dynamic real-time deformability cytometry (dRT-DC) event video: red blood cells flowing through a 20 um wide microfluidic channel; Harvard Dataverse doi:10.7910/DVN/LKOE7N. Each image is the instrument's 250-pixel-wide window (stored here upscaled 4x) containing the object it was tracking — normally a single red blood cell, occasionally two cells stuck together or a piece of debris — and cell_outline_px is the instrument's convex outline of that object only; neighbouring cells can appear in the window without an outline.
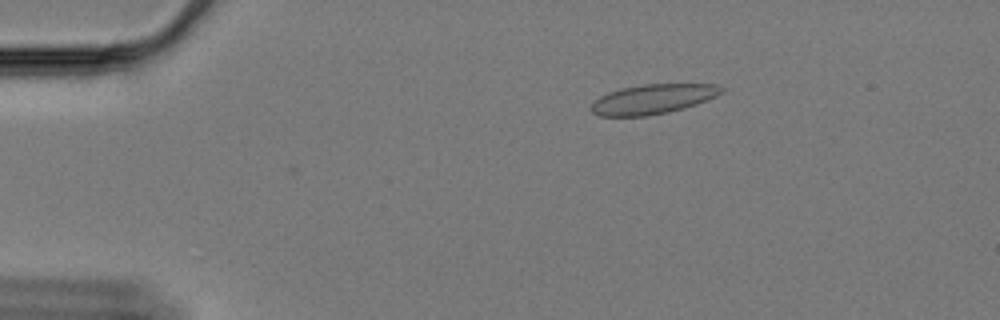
{"species": "Egyptian fruit bat (a non-hibernating species)", "species_latin": "Rousettus aegyptiacus", "temperature_condition": "cold", "stored_images_in_passage": 60, "camera_frame_rate_fps": 3000, "um_per_image_px": 0.085, "animal": {"sex": "female"}, "frame": {"image": 1, "passage_image": 11, "time_ms": 3.333, "image_size_px": [1000, 320], "cell_outline_px": [[724, 92], [716, 96], [696, 104], [684, 108], [668, 112], [648, 116], [600, 116], [592, 112], [588, 108], [592, 100], [608, 92], [620, 88], [644, 84], [716, 84], [724, 88]], "centroid_in_image_um": [55.44, 8.42], "position_along_channel_um": 29.6, "area_um2": 22.77}}
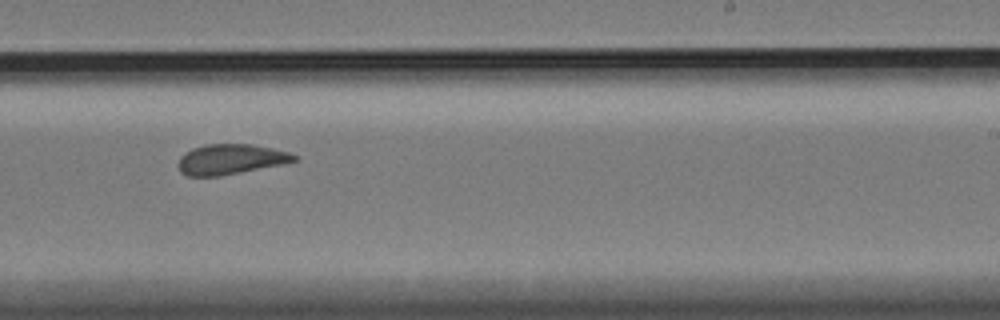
{"frame": {"image": 2, "passage_image": 38, "time_ms": 12.333, "image_size_px": [1000, 320], "cell_outline_px": [[300, 160], [284, 164], [220, 176], [188, 176], [180, 172], [176, 164], [180, 156], [184, 152], [192, 148], [204, 144], [252, 144], [272, 148], [288, 152], [300, 156]], "centroid_in_image_um": [19.6, 13.54], "position_along_channel_um": 269.4, "area_um2": 20.81}}
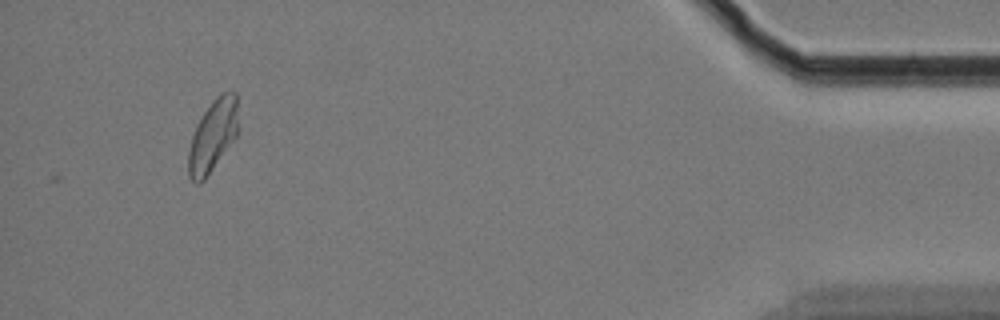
{"frame": {"image": 3, "passage_image": 57, "time_ms": 18.667, "image_size_px": [1000, 320], "cell_outline_px": [[236, 136], [204, 180], [200, 184], [196, 184], [188, 176], [188, 152], [192, 136], [196, 124], [212, 100], [220, 92], [236, 92]], "centroid_in_image_um": [18.04, 11.55], "position_along_channel_um": 417.2, "area_um2": 20.46}, "authors_computed_cell_mechanics": {"area_um2": 21.4149, "velocity_mm_per_s": 3.3235, "shape_relaxation_time_tau1_ms": 10.8635, "shape_relaxation_time_tau2_ms": 1.3854, "deformation_change_tau1": 0.152, "deformation_change_tau2": 0.0636}}